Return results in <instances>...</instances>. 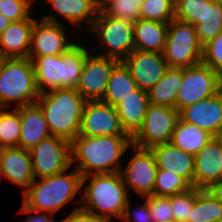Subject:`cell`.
Here are the masks:
<instances>
[{
	"label": "cell",
	"mask_w": 222,
	"mask_h": 222,
	"mask_svg": "<svg viewBox=\"0 0 222 222\" xmlns=\"http://www.w3.org/2000/svg\"><path fill=\"white\" fill-rule=\"evenodd\" d=\"M0 108V148L19 147L21 119L17 108Z\"/></svg>",
	"instance_id": "cell-31"
},
{
	"label": "cell",
	"mask_w": 222,
	"mask_h": 222,
	"mask_svg": "<svg viewBox=\"0 0 222 222\" xmlns=\"http://www.w3.org/2000/svg\"><path fill=\"white\" fill-rule=\"evenodd\" d=\"M202 63L222 76V32L203 46Z\"/></svg>",
	"instance_id": "cell-39"
},
{
	"label": "cell",
	"mask_w": 222,
	"mask_h": 222,
	"mask_svg": "<svg viewBox=\"0 0 222 222\" xmlns=\"http://www.w3.org/2000/svg\"><path fill=\"white\" fill-rule=\"evenodd\" d=\"M175 0H144L140 6L141 19L169 23L174 19Z\"/></svg>",
	"instance_id": "cell-34"
},
{
	"label": "cell",
	"mask_w": 222,
	"mask_h": 222,
	"mask_svg": "<svg viewBox=\"0 0 222 222\" xmlns=\"http://www.w3.org/2000/svg\"><path fill=\"white\" fill-rule=\"evenodd\" d=\"M222 166V146L213 137L194 156V187L206 189L210 184L220 180Z\"/></svg>",
	"instance_id": "cell-19"
},
{
	"label": "cell",
	"mask_w": 222,
	"mask_h": 222,
	"mask_svg": "<svg viewBox=\"0 0 222 222\" xmlns=\"http://www.w3.org/2000/svg\"><path fill=\"white\" fill-rule=\"evenodd\" d=\"M151 151L158 169L177 174L194 187V155L174 147L171 143L154 146Z\"/></svg>",
	"instance_id": "cell-21"
},
{
	"label": "cell",
	"mask_w": 222,
	"mask_h": 222,
	"mask_svg": "<svg viewBox=\"0 0 222 222\" xmlns=\"http://www.w3.org/2000/svg\"><path fill=\"white\" fill-rule=\"evenodd\" d=\"M35 179L49 177L71 168L70 142L50 136L30 150Z\"/></svg>",
	"instance_id": "cell-12"
},
{
	"label": "cell",
	"mask_w": 222,
	"mask_h": 222,
	"mask_svg": "<svg viewBox=\"0 0 222 222\" xmlns=\"http://www.w3.org/2000/svg\"><path fill=\"white\" fill-rule=\"evenodd\" d=\"M19 211L28 215L23 222H55L54 217L52 218L51 214H37V212H34L35 215H33L31 210L25 209L23 206H21ZM59 222H61V220Z\"/></svg>",
	"instance_id": "cell-42"
},
{
	"label": "cell",
	"mask_w": 222,
	"mask_h": 222,
	"mask_svg": "<svg viewBox=\"0 0 222 222\" xmlns=\"http://www.w3.org/2000/svg\"><path fill=\"white\" fill-rule=\"evenodd\" d=\"M132 145L130 136H81L70 142L71 166L82 177L91 174L120 172L121 158Z\"/></svg>",
	"instance_id": "cell-1"
},
{
	"label": "cell",
	"mask_w": 222,
	"mask_h": 222,
	"mask_svg": "<svg viewBox=\"0 0 222 222\" xmlns=\"http://www.w3.org/2000/svg\"><path fill=\"white\" fill-rule=\"evenodd\" d=\"M78 135L129 136L121 126L115 107L101 100L87 101Z\"/></svg>",
	"instance_id": "cell-15"
},
{
	"label": "cell",
	"mask_w": 222,
	"mask_h": 222,
	"mask_svg": "<svg viewBox=\"0 0 222 222\" xmlns=\"http://www.w3.org/2000/svg\"><path fill=\"white\" fill-rule=\"evenodd\" d=\"M144 0H111L102 10L114 18L135 22L141 19L140 6Z\"/></svg>",
	"instance_id": "cell-35"
},
{
	"label": "cell",
	"mask_w": 222,
	"mask_h": 222,
	"mask_svg": "<svg viewBox=\"0 0 222 222\" xmlns=\"http://www.w3.org/2000/svg\"><path fill=\"white\" fill-rule=\"evenodd\" d=\"M45 178L37 179L23 192L25 209L32 212L46 213L54 216L58 210L72 201L81 190L82 176L75 168Z\"/></svg>",
	"instance_id": "cell-4"
},
{
	"label": "cell",
	"mask_w": 222,
	"mask_h": 222,
	"mask_svg": "<svg viewBox=\"0 0 222 222\" xmlns=\"http://www.w3.org/2000/svg\"><path fill=\"white\" fill-rule=\"evenodd\" d=\"M214 199H217L222 202V180L210 184L205 189Z\"/></svg>",
	"instance_id": "cell-43"
},
{
	"label": "cell",
	"mask_w": 222,
	"mask_h": 222,
	"mask_svg": "<svg viewBox=\"0 0 222 222\" xmlns=\"http://www.w3.org/2000/svg\"><path fill=\"white\" fill-rule=\"evenodd\" d=\"M61 222H106L104 219L96 217L94 214L83 210L80 207L75 208Z\"/></svg>",
	"instance_id": "cell-41"
},
{
	"label": "cell",
	"mask_w": 222,
	"mask_h": 222,
	"mask_svg": "<svg viewBox=\"0 0 222 222\" xmlns=\"http://www.w3.org/2000/svg\"><path fill=\"white\" fill-rule=\"evenodd\" d=\"M21 119L19 147L30 150L40 141L51 136L44 113L37 103L17 108Z\"/></svg>",
	"instance_id": "cell-23"
},
{
	"label": "cell",
	"mask_w": 222,
	"mask_h": 222,
	"mask_svg": "<svg viewBox=\"0 0 222 222\" xmlns=\"http://www.w3.org/2000/svg\"><path fill=\"white\" fill-rule=\"evenodd\" d=\"M37 18L11 22L0 35L2 58H28L31 48V32Z\"/></svg>",
	"instance_id": "cell-20"
},
{
	"label": "cell",
	"mask_w": 222,
	"mask_h": 222,
	"mask_svg": "<svg viewBox=\"0 0 222 222\" xmlns=\"http://www.w3.org/2000/svg\"><path fill=\"white\" fill-rule=\"evenodd\" d=\"M130 203L131 201L129 200L124 208L122 217L120 218L122 222H154L146 199L142 202L143 205H138L136 209L134 208V211L131 210Z\"/></svg>",
	"instance_id": "cell-40"
},
{
	"label": "cell",
	"mask_w": 222,
	"mask_h": 222,
	"mask_svg": "<svg viewBox=\"0 0 222 222\" xmlns=\"http://www.w3.org/2000/svg\"><path fill=\"white\" fill-rule=\"evenodd\" d=\"M12 21L0 13V35L9 26Z\"/></svg>",
	"instance_id": "cell-44"
},
{
	"label": "cell",
	"mask_w": 222,
	"mask_h": 222,
	"mask_svg": "<svg viewBox=\"0 0 222 222\" xmlns=\"http://www.w3.org/2000/svg\"><path fill=\"white\" fill-rule=\"evenodd\" d=\"M89 179V183L83 189L82 198L77 200L79 204L81 203L79 207L106 222H114L111 217L120 219L130 200L120 172L82 177L81 187Z\"/></svg>",
	"instance_id": "cell-2"
},
{
	"label": "cell",
	"mask_w": 222,
	"mask_h": 222,
	"mask_svg": "<svg viewBox=\"0 0 222 222\" xmlns=\"http://www.w3.org/2000/svg\"><path fill=\"white\" fill-rule=\"evenodd\" d=\"M23 188V192L34 182V173L29 150L20 147L1 148L2 178Z\"/></svg>",
	"instance_id": "cell-18"
},
{
	"label": "cell",
	"mask_w": 222,
	"mask_h": 222,
	"mask_svg": "<svg viewBox=\"0 0 222 222\" xmlns=\"http://www.w3.org/2000/svg\"><path fill=\"white\" fill-rule=\"evenodd\" d=\"M122 62L137 87L145 91L152 88L168 69L163 54L156 52L134 50Z\"/></svg>",
	"instance_id": "cell-16"
},
{
	"label": "cell",
	"mask_w": 222,
	"mask_h": 222,
	"mask_svg": "<svg viewBox=\"0 0 222 222\" xmlns=\"http://www.w3.org/2000/svg\"><path fill=\"white\" fill-rule=\"evenodd\" d=\"M182 84V68H169L163 77L147 91L150 104L176 109V98Z\"/></svg>",
	"instance_id": "cell-26"
},
{
	"label": "cell",
	"mask_w": 222,
	"mask_h": 222,
	"mask_svg": "<svg viewBox=\"0 0 222 222\" xmlns=\"http://www.w3.org/2000/svg\"><path fill=\"white\" fill-rule=\"evenodd\" d=\"M213 137L208 131L197 125L178 119L170 143L195 156Z\"/></svg>",
	"instance_id": "cell-27"
},
{
	"label": "cell",
	"mask_w": 222,
	"mask_h": 222,
	"mask_svg": "<svg viewBox=\"0 0 222 222\" xmlns=\"http://www.w3.org/2000/svg\"><path fill=\"white\" fill-rule=\"evenodd\" d=\"M222 219V202L205 189L195 188V200L188 222H214Z\"/></svg>",
	"instance_id": "cell-29"
},
{
	"label": "cell",
	"mask_w": 222,
	"mask_h": 222,
	"mask_svg": "<svg viewBox=\"0 0 222 222\" xmlns=\"http://www.w3.org/2000/svg\"><path fill=\"white\" fill-rule=\"evenodd\" d=\"M179 111L175 108L150 104L141 129L132 138V144L145 149L170 143Z\"/></svg>",
	"instance_id": "cell-11"
},
{
	"label": "cell",
	"mask_w": 222,
	"mask_h": 222,
	"mask_svg": "<svg viewBox=\"0 0 222 222\" xmlns=\"http://www.w3.org/2000/svg\"><path fill=\"white\" fill-rule=\"evenodd\" d=\"M119 61L106 56L88 53L75 89L87 100H102L105 95L109 76Z\"/></svg>",
	"instance_id": "cell-14"
},
{
	"label": "cell",
	"mask_w": 222,
	"mask_h": 222,
	"mask_svg": "<svg viewBox=\"0 0 222 222\" xmlns=\"http://www.w3.org/2000/svg\"><path fill=\"white\" fill-rule=\"evenodd\" d=\"M199 43L204 46L222 32V0L206 4L205 19L195 25Z\"/></svg>",
	"instance_id": "cell-30"
},
{
	"label": "cell",
	"mask_w": 222,
	"mask_h": 222,
	"mask_svg": "<svg viewBox=\"0 0 222 222\" xmlns=\"http://www.w3.org/2000/svg\"><path fill=\"white\" fill-rule=\"evenodd\" d=\"M65 25L56 14L45 15L39 21L36 19L31 32L30 60L40 56L61 55L76 42L68 41Z\"/></svg>",
	"instance_id": "cell-10"
},
{
	"label": "cell",
	"mask_w": 222,
	"mask_h": 222,
	"mask_svg": "<svg viewBox=\"0 0 222 222\" xmlns=\"http://www.w3.org/2000/svg\"><path fill=\"white\" fill-rule=\"evenodd\" d=\"M220 180H222V166H221V172H220Z\"/></svg>",
	"instance_id": "cell-48"
},
{
	"label": "cell",
	"mask_w": 222,
	"mask_h": 222,
	"mask_svg": "<svg viewBox=\"0 0 222 222\" xmlns=\"http://www.w3.org/2000/svg\"><path fill=\"white\" fill-rule=\"evenodd\" d=\"M132 158L126 167L120 170L124 185L128 192H136L138 196L153 195L157 166L151 149L140 148L131 145ZM130 190V191H129Z\"/></svg>",
	"instance_id": "cell-13"
},
{
	"label": "cell",
	"mask_w": 222,
	"mask_h": 222,
	"mask_svg": "<svg viewBox=\"0 0 222 222\" xmlns=\"http://www.w3.org/2000/svg\"><path fill=\"white\" fill-rule=\"evenodd\" d=\"M42 109L52 136L71 142L79 133L87 100L75 88H57L40 93Z\"/></svg>",
	"instance_id": "cell-3"
},
{
	"label": "cell",
	"mask_w": 222,
	"mask_h": 222,
	"mask_svg": "<svg viewBox=\"0 0 222 222\" xmlns=\"http://www.w3.org/2000/svg\"><path fill=\"white\" fill-rule=\"evenodd\" d=\"M169 23L139 19L133 22L135 50L163 54Z\"/></svg>",
	"instance_id": "cell-25"
},
{
	"label": "cell",
	"mask_w": 222,
	"mask_h": 222,
	"mask_svg": "<svg viewBox=\"0 0 222 222\" xmlns=\"http://www.w3.org/2000/svg\"><path fill=\"white\" fill-rule=\"evenodd\" d=\"M203 46L195 26L173 19L169 22L163 57L169 68H186L202 62Z\"/></svg>",
	"instance_id": "cell-7"
},
{
	"label": "cell",
	"mask_w": 222,
	"mask_h": 222,
	"mask_svg": "<svg viewBox=\"0 0 222 222\" xmlns=\"http://www.w3.org/2000/svg\"><path fill=\"white\" fill-rule=\"evenodd\" d=\"M149 105L147 91L137 88L114 106L123 130L131 138L143 126Z\"/></svg>",
	"instance_id": "cell-22"
},
{
	"label": "cell",
	"mask_w": 222,
	"mask_h": 222,
	"mask_svg": "<svg viewBox=\"0 0 222 222\" xmlns=\"http://www.w3.org/2000/svg\"><path fill=\"white\" fill-rule=\"evenodd\" d=\"M0 172H1V148H0Z\"/></svg>",
	"instance_id": "cell-47"
},
{
	"label": "cell",
	"mask_w": 222,
	"mask_h": 222,
	"mask_svg": "<svg viewBox=\"0 0 222 222\" xmlns=\"http://www.w3.org/2000/svg\"><path fill=\"white\" fill-rule=\"evenodd\" d=\"M146 199L154 222H174L169 197L149 195L142 197Z\"/></svg>",
	"instance_id": "cell-38"
},
{
	"label": "cell",
	"mask_w": 222,
	"mask_h": 222,
	"mask_svg": "<svg viewBox=\"0 0 222 222\" xmlns=\"http://www.w3.org/2000/svg\"><path fill=\"white\" fill-rule=\"evenodd\" d=\"M174 222H188L195 200V187L186 192L169 196Z\"/></svg>",
	"instance_id": "cell-36"
},
{
	"label": "cell",
	"mask_w": 222,
	"mask_h": 222,
	"mask_svg": "<svg viewBox=\"0 0 222 222\" xmlns=\"http://www.w3.org/2000/svg\"><path fill=\"white\" fill-rule=\"evenodd\" d=\"M215 137L221 143L222 146V129L218 132V134Z\"/></svg>",
	"instance_id": "cell-46"
},
{
	"label": "cell",
	"mask_w": 222,
	"mask_h": 222,
	"mask_svg": "<svg viewBox=\"0 0 222 222\" xmlns=\"http://www.w3.org/2000/svg\"><path fill=\"white\" fill-rule=\"evenodd\" d=\"M45 2H49L51 5L49 7L66 22L77 27L85 26L88 31L99 12L95 0H45Z\"/></svg>",
	"instance_id": "cell-24"
},
{
	"label": "cell",
	"mask_w": 222,
	"mask_h": 222,
	"mask_svg": "<svg viewBox=\"0 0 222 222\" xmlns=\"http://www.w3.org/2000/svg\"><path fill=\"white\" fill-rule=\"evenodd\" d=\"M88 32L98 37L99 44L107 50L98 55L123 61L135 50L133 23L107 15L103 10H99Z\"/></svg>",
	"instance_id": "cell-8"
},
{
	"label": "cell",
	"mask_w": 222,
	"mask_h": 222,
	"mask_svg": "<svg viewBox=\"0 0 222 222\" xmlns=\"http://www.w3.org/2000/svg\"><path fill=\"white\" fill-rule=\"evenodd\" d=\"M99 10H102L111 0H95Z\"/></svg>",
	"instance_id": "cell-45"
},
{
	"label": "cell",
	"mask_w": 222,
	"mask_h": 222,
	"mask_svg": "<svg viewBox=\"0 0 222 222\" xmlns=\"http://www.w3.org/2000/svg\"><path fill=\"white\" fill-rule=\"evenodd\" d=\"M213 0H175L174 18L193 26L205 19L206 4Z\"/></svg>",
	"instance_id": "cell-33"
},
{
	"label": "cell",
	"mask_w": 222,
	"mask_h": 222,
	"mask_svg": "<svg viewBox=\"0 0 222 222\" xmlns=\"http://www.w3.org/2000/svg\"><path fill=\"white\" fill-rule=\"evenodd\" d=\"M137 88V84L128 68L122 61H119L110 73L108 86L101 101L115 106Z\"/></svg>",
	"instance_id": "cell-28"
},
{
	"label": "cell",
	"mask_w": 222,
	"mask_h": 222,
	"mask_svg": "<svg viewBox=\"0 0 222 222\" xmlns=\"http://www.w3.org/2000/svg\"><path fill=\"white\" fill-rule=\"evenodd\" d=\"M179 119L197 125L215 137L222 129V90L212 97L181 109Z\"/></svg>",
	"instance_id": "cell-17"
},
{
	"label": "cell",
	"mask_w": 222,
	"mask_h": 222,
	"mask_svg": "<svg viewBox=\"0 0 222 222\" xmlns=\"http://www.w3.org/2000/svg\"><path fill=\"white\" fill-rule=\"evenodd\" d=\"M34 0H0V13L12 22L29 19Z\"/></svg>",
	"instance_id": "cell-37"
},
{
	"label": "cell",
	"mask_w": 222,
	"mask_h": 222,
	"mask_svg": "<svg viewBox=\"0 0 222 222\" xmlns=\"http://www.w3.org/2000/svg\"><path fill=\"white\" fill-rule=\"evenodd\" d=\"M76 42L61 55H47L31 60L39 93L57 88H75L89 49Z\"/></svg>",
	"instance_id": "cell-5"
},
{
	"label": "cell",
	"mask_w": 222,
	"mask_h": 222,
	"mask_svg": "<svg viewBox=\"0 0 222 222\" xmlns=\"http://www.w3.org/2000/svg\"><path fill=\"white\" fill-rule=\"evenodd\" d=\"M37 89L34 67L29 58H2L0 64V108L36 103Z\"/></svg>",
	"instance_id": "cell-6"
},
{
	"label": "cell",
	"mask_w": 222,
	"mask_h": 222,
	"mask_svg": "<svg viewBox=\"0 0 222 222\" xmlns=\"http://www.w3.org/2000/svg\"><path fill=\"white\" fill-rule=\"evenodd\" d=\"M222 90V76L203 64L182 68V84L176 98V109L214 96Z\"/></svg>",
	"instance_id": "cell-9"
},
{
	"label": "cell",
	"mask_w": 222,
	"mask_h": 222,
	"mask_svg": "<svg viewBox=\"0 0 222 222\" xmlns=\"http://www.w3.org/2000/svg\"><path fill=\"white\" fill-rule=\"evenodd\" d=\"M192 186L177 174L157 168L153 195L169 197L186 192Z\"/></svg>",
	"instance_id": "cell-32"
}]
</instances>
